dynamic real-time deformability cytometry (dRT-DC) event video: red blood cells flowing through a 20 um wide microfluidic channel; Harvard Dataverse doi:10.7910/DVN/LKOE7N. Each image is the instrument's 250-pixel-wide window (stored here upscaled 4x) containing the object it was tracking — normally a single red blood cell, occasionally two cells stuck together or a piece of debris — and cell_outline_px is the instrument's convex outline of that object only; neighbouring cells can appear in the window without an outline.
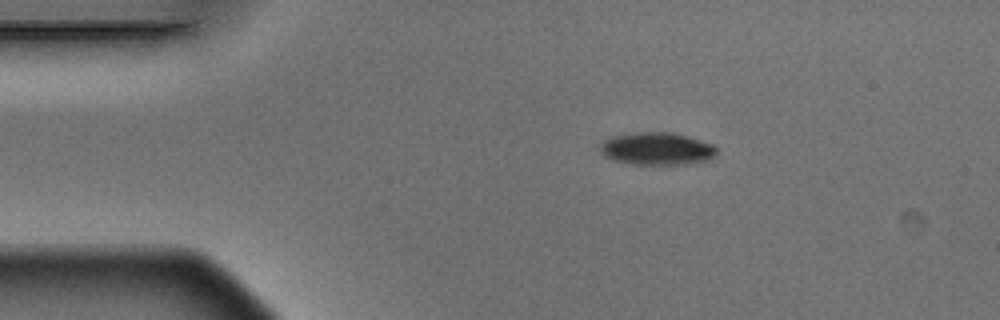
{"species": "Egyptian fruit bat (a non-hibernating species)", "species_latin": "Rousettus aegyptiacus", "temperature_condition": "warm", "stored_images_in_passage": 5, "camera_frame_rate_fps": 3000, "um_per_image_px": 0.085, "animal": {"sex": "male"}, "frame": {"image": 1, "passage_image": 1, "time_ms": 0.0, "image_size_px": [1000, 320], "cell_outline_px": [[720, 148], [716, 156], [708, 160], [692, 164], [632, 164], [612, 160], [604, 156], [600, 152], [600, 144], [604, 140], [612, 136], [640, 132], [672, 132], [688, 136], [712, 144]], "centroid_in_image_um": [55.87, 12.65], "position_along_channel_um": 29.1, "area_um2": 22.43}}
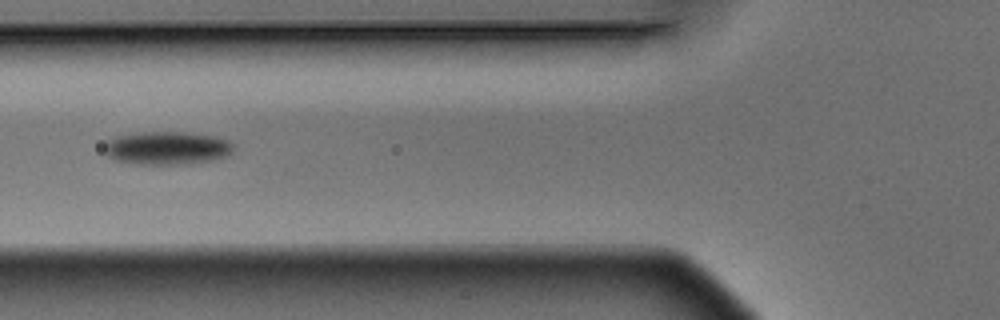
{"frame": {"image": 2, "passage_image": 4, "time_ms": 1.0, "image_size_px": [1000, 320], "cell_outline_px": [[236, 144], [232, 152], [228, 156], [212, 160], [192, 164], [132, 164], [116, 160], [108, 156], [104, 152], [104, 144], [108, 140], [116, 136], [144, 132], [188, 132], [220, 136]], "centroid_in_image_um": [14.25, 12.58], "position_along_channel_um": 111.5, "area_um2": 25.49}}
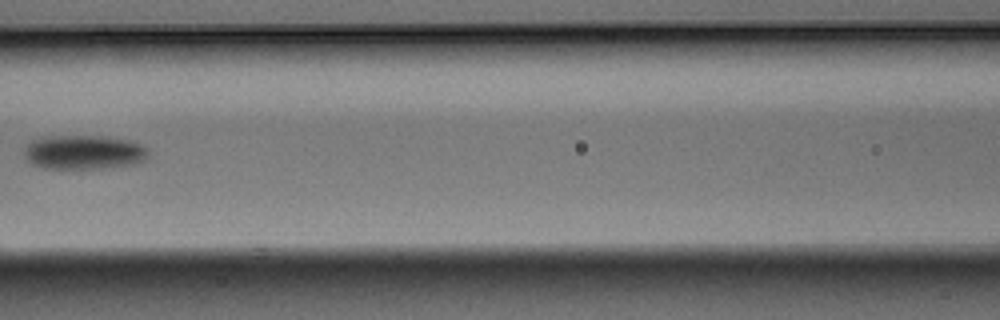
{"frame": {"image": 3, "passage_image": 5, "time_ms": 1.333, "image_size_px": [1000, 320], "cell_outline_px": [[148, 156], [144, 160], [136, 164], [112, 168], [40, 168], [32, 164], [24, 156], [24, 152], [28, 144], [32, 140], [52, 136], [100, 136], [132, 140], [144, 144], [148, 148]], "centroid_in_image_um": [7.19, 12.94], "position_along_channel_um": 159.4, "area_um2": 25.03}}